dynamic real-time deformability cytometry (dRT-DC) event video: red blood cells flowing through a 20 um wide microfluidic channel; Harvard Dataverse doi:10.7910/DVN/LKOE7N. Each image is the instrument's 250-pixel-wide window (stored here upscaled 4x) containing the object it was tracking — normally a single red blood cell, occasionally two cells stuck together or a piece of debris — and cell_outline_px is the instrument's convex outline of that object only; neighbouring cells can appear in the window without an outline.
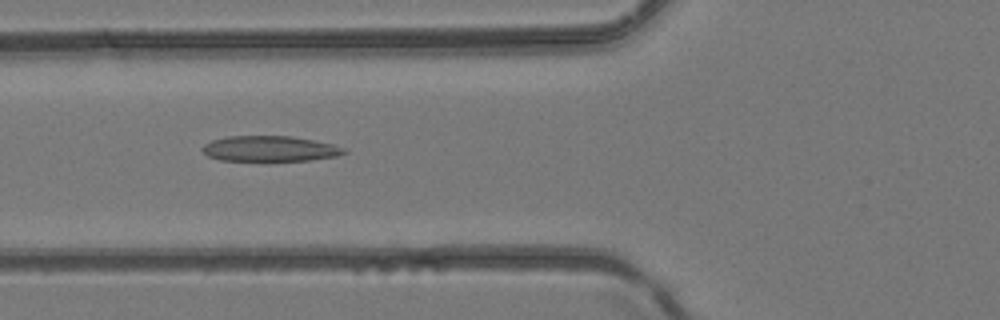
{"species": "common noctule bat (a hibernating species)", "species_latin": "Nyctalus noctula", "temperature_condition": "room temperature", "stored_images_in_passage": 38, "camera_frame_rate_fps": 3000, "um_per_image_px": 0.085, "animal": {"sex": "female", "body_mass_g": 24.6, "forearm_length_mm": 56.2}, "frame": {"image": 1, "passage_image": 11, "time_ms": 3.333, "image_size_px": [1000, 320], "cell_outline_px": [[348, 152], [336, 156], [308, 160], [220, 160], [208, 156], [200, 148], [204, 144], [212, 140], [228, 136], [292, 136], [332, 144], [344, 148]], "centroid_in_image_um": [22.91, 12.63], "position_along_channel_um": 102.9, "area_um2": 20.81}}
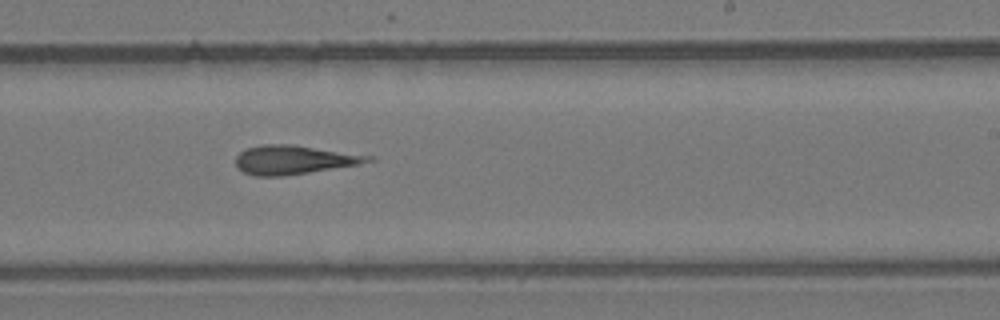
{"frame": {"image": 2, "passage_image": 21, "time_ms": 6.667, "image_size_px": [1000, 320], "cell_outline_px": [[376, 160], [356, 164], [284, 176], [256, 176], [244, 172], [236, 168], [236, 156], [244, 148], [264, 144], [292, 144], [376, 156]], "centroid_in_image_um": [24.96, 13.56], "position_along_channel_um": 264.0, "area_um2": 22.31}}
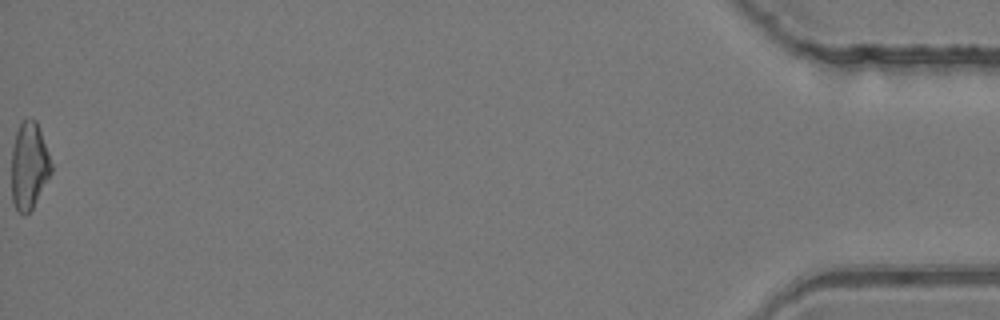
{"frame": {"image": 3, "passage_image": 38, "time_ms": 12.333, "image_size_px": [1000, 320], "cell_outline_px": [[52, 172], [32, 208], [24, 216], [16, 208], [12, 200], [12, 148], [16, 132], [20, 120], [32, 116], [36, 120], [48, 152], [52, 164]], "centroid_in_image_um": [2.47, 14.04], "position_along_channel_um": 432.7, "area_um2": 20.17}}